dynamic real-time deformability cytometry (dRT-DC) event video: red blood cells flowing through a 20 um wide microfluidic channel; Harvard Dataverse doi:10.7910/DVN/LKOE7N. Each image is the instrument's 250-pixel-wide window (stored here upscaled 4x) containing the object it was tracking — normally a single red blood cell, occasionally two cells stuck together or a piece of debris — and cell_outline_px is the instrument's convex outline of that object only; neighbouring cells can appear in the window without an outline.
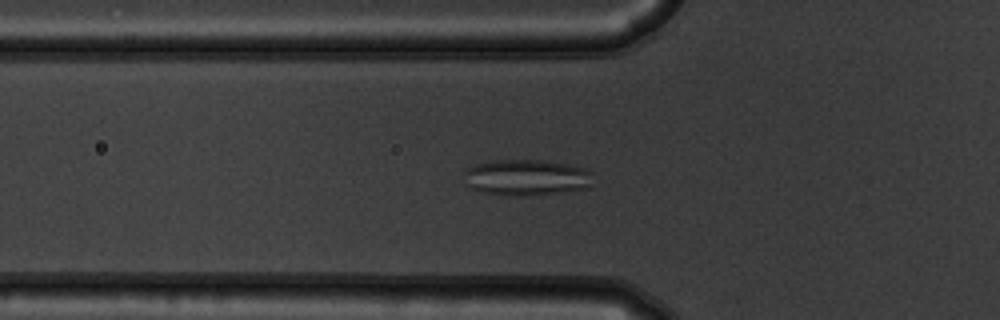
{"species": "common noctule bat (a hibernating species)", "species_latin": "Nyctalus noctula", "temperature_condition": "warm", "stored_images_in_passage": 55, "camera_frame_rate_fps": 3000, "um_per_image_px": 0.085, "animal": {"sex": "male", "body_mass_g": 19.5, "forearm_length_mm": 54.6}, "frame": {"image": 1, "passage_image": 20, "time_ms": 6.333, "image_size_px": [1000, 320], "cell_outline_px": [[592, 184], [588, 188], [564, 192], [516, 196], [504, 196], [480, 192], [468, 188], [464, 184], [464, 168], [476, 164], [492, 160], [544, 160], [568, 164], [588, 168], [592, 172]], "centroid_in_image_um": [44.71, 15.09], "position_along_channel_um": 81.1, "area_um2": 27.86}}
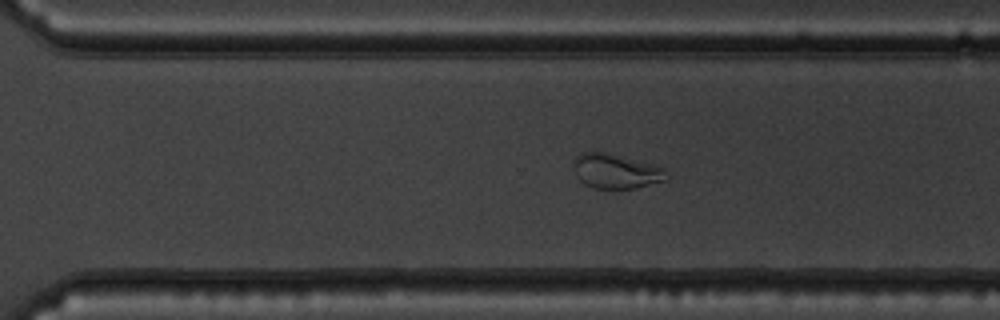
{"frame": {"image": 2, "passage_image": 39, "time_ms": 12.667, "image_size_px": [1000, 320], "cell_outline_px": [[668, 180], [632, 188], [592, 188], [584, 184], [576, 176], [572, 164], [576, 156], [580, 152], [604, 152], [664, 164]], "centroid_in_image_um": [52.41, 14.52], "position_along_channel_um": 318.2, "area_um2": 19.36}}
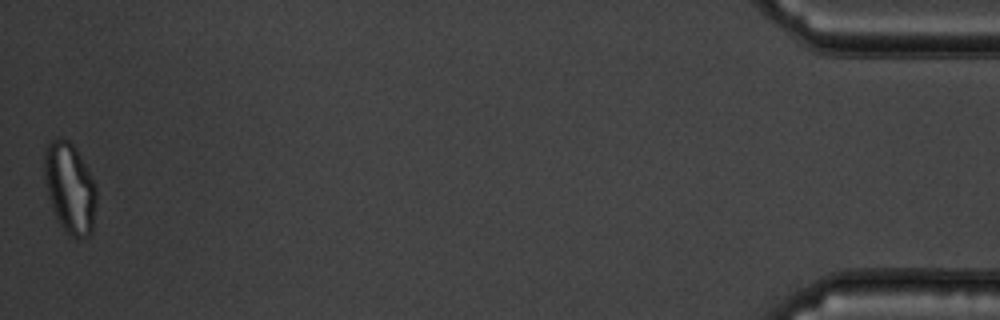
{"frame": {"image": 3, "passage_image": 55, "time_ms": 18.0, "image_size_px": [1000, 320], "cell_outline_px": [[96, 204], [92, 232], [88, 236], [76, 240], [60, 224], [52, 208], [48, 196], [44, 180], [44, 152], [48, 144], [56, 136], [60, 136], [68, 140], [76, 148], [88, 168], [96, 184]], "centroid_in_image_um": [5.94, 15.95], "position_along_channel_um": 429.3, "area_um2": 27.8}}